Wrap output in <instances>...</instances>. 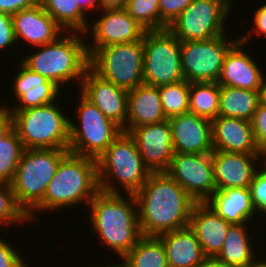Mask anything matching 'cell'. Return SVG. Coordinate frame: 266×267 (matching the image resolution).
<instances>
[{
    "instance_id": "33",
    "label": "cell",
    "mask_w": 266,
    "mask_h": 267,
    "mask_svg": "<svg viewBox=\"0 0 266 267\" xmlns=\"http://www.w3.org/2000/svg\"><path fill=\"white\" fill-rule=\"evenodd\" d=\"M23 151L24 147L15 129L0 141V181H13Z\"/></svg>"
},
{
    "instance_id": "38",
    "label": "cell",
    "mask_w": 266,
    "mask_h": 267,
    "mask_svg": "<svg viewBox=\"0 0 266 267\" xmlns=\"http://www.w3.org/2000/svg\"><path fill=\"white\" fill-rule=\"evenodd\" d=\"M251 123L257 147L261 157L264 159L266 157V108L260 103Z\"/></svg>"
},
{
    "instance_id": "37",
    "label": "cell",
    "mask_w": 266,
    "mask_h": 267,
    "mask_svg": "<svg viewBox=\"0 0 266 267\" xmlns=\"http://www.w3.org/2000/svg\"><path fill=\"white\" fill-rule=\"evenodd\" d=\"M194 0H159L160 30L168 26L189 6Z\"/></svg>"
},
{
    "instance_id": "13",
    "label": "cell",
    "mask_w": 266,
    "mask_h": 267,
    "mask_svg": "<svg viewBox=\"0 0 266 267\" xmlns=\"http://www.w3.org/2000/svg\"><path fill=\"white\" fill-rule=\"evenodd\" d=\"M166 173L197 203L206 202L216 190L211 153H174Z\"/></svg>"
},
{
    "instance_id": "2",
    "label": "cell",
    "mask_w": 266,
    "mask_h": 267,
    "mask_svg": "<svg viewBox=\"0 0 266 267\" xmlns=\"http://www.w3.org/2000/svg\"><path fill=\"white\" fill-rule=\"evenodd\" d=\"M123 194L99 191L88 205L95 234L121 259L142 236L135 196Z\"/></svg>"
},
{
    "instance_id": "48",
    "label": "cell",
    "mask_w": 266,
    "mask_h": 267,
    "mask_svg": "<svg viewBox=\"0 0 266 267\" xmlns=\"http://www.w3.org/2000/svg\"><path fill=\"white\" fill-rule=\"evenodd\" d=\"M118 264H116V262H115V264L114 265H110V263H109V265L108 266H97V267H130L126 262H125V260L123 259V263L121 264V262L119 263V262H117ZM89 267H92V266H89ZM96 267V266H95Z\"/></svg>"
},
{
    "instance_id": "44",
    "label": "cell",
    "mask_w": 266,
    "mask_h": 267,
    "mask_svg": "<svg viewBox=\"0 0 266 267\" xmlns=\"http://www.w3.org/2000/svg\"><path fill=\"white\" fill-rule=\"evenodd\" d=\"M127 0H99V9L125 8Z\"/></svg>"
},
{
    "instance_id": "46",
    "label": "cell",
    "mask_w": 266,
    "mask_h": 267,
    "mask_svg": "<svg viewBox=\"0 0 266 267\" xmlns=\"http://www.w3.org/2000/svg\"><path fill=\"white\" fill-rule=\"evenodd\" d=\"M260 104L266 108V77L264 78L261 89L259 90Z\"/></svg>"
},
{
    "instance_id": "20",
    "label": "cell",
    "mask_w": 266,
    "mask_h": 267,
    "mask_svg": "<svg viewBox=\"0 0 266 267\" xmlns=\"http://www.w3.org/2000/svg\"><path fill=\"white\" fill-rule=\"evenodd\" d=\"M12 23L16 42L23 40L35 48L54 42L65 32L40 2L15 13Z\"/></svg>"
},
{
    "instance_id": "11",
    "label": "cell",
    "mask_w": 266,
    "mask_h": 267,
    "mask_svg": "<svg viewBox=\"0 0 266 267\" xmlns=\"http://www.w3.org/2000/svg\"><path fill=\"white\" fill-rule=\"evenodd\" d=\"M231 5L232 0H194L167 29L180 42L208 40L223 35Z\"/></svg>"
},
{
    "instance_id": "49",
    "label": "cell",
    "mask_w": 266,
    "mask_h": 267,
    "mask_svg": "<svg viewBox=\"0 0 266 267\" xmlns=\"http://www.w3.org/2000/svg\"><path fill=\"white\" fill-rule=\"evenodd\" d=\"M92 1L97 5V7L99 9V0H92Z\"/></svg>"
},
{
    "instance_id": "7",
    "label": "cell",
    "mask_w": 266,
    "mask_h": 267,
    "mask_svg": "<svg viewBox=\"0 0 266 267\" xmlns=\"http://www.w3.org/2000/svg\"><path fill=\"white\" fill-rule=\"evenodd\" d=\"M69 152L64 149H24L11 186L17 205L26 215L43 200L49 182Z\"/></svg>"
},
{
    "instance_id": "41",
    "label": "cell",
    "mask_w": 266,
    "mask_h": 267,
    "mask_svg": "<svg viewBox=\"0 0 266 267\" xmlns=\"http://www.w3.org/2000/svg\"><path fill=\"white\" fill-rule=\"evenodd\" d=\"M39 0H0V13L13 16L22 9L36 5Z\"/></svg>"
},
{
    "instance_id": "40",
    "label": "cell",
    "mask_w": 266,
    "mask_h": 267,
    "mask_svg": "<svg viewBox=\"0 0 266 267\" xmlns=\"http://www.w3.org/2000/svg\"><path fill=\"white\" fill-rule=\"evenodd\" d=\"M9 243L0 238V267H24L23 258L20 257L18 251L14 247L9 246Z\"/></svg>"
},
{
    "instance_id": "17",
    "label": "cell",
    "mask_w": 266,
    "mask_h": 267,
    "mask_svg": "<svg viewBox=\"0 0 266 267\" xmlns=\"http://www.w3.org/2000/svg\"><path fill=\"white\" fill-rule=\"evenodd\" d=\"M248 35L239 36V40L226 53L217 81L219 86H230L252 91L261 89L265 78L262 69L251 58L252 56L246 54L244 49L242 50V46L250 40Z\"/></svg>"
},
{
    "instance_id": "6",
    "label": "cell",
    "mask_w": 266,
    "mask_h": 267,
    "mask_svg": "<svg viewBox=\"0 0 266 267\" xmlns=\"http://www.w3.org/2000/svg\"><path fill=\"white\" fill-rule=\"evenodd\" d=\"M7 112L24 149H69L70 117L54 102Z\"/></svg>"
},
{
    "instance_id": "47",
    "label": "cell",
    "mask_w": 266,
    "mask_h": 267,
    "mask_svg": "<svg viewBox=\"0 0 266 267\" xmlns=\"http://www.w3.org/2000/svg\"><path fill=\"white\" fill-rule=\"evenodd\" d=\"M248 267H266V260L261 259L257 260L256 258L253 260V262Z\"/></svg>"
},
{
    "instance_id": "25",
    "label": "cell",
    "mask_w": 266,
    "mask_h": 267,
    "mask_svg": "<svg viewBox=\"0 0 266 267\" xmlns=\"http://www.w3.org/2000/svg\"><path fill=\"white\" fill-rule=\"evenodd\" d=\"M205 203L231 224L249 223L253 217L255 219L256 210L249 188L216 189Z\"/></svg>"
},
{
    "instance_id": "12",
    "label": "cell",
    "mask_w": 266,
    "mask_h": 267,
    "mask_svg": "<svg viewBox=\"0 0 266 267\" xmlns=\"http://www.w3.org/2000/svg\"><path fill=\"white\" fill-rule=\"evenodd\" d=\"M226 35L180 42L182 71L187 82L218 81L226 53L239 40H229Z\"/></svg>"
},
{
    "instance_id": "9",
    "label": "cell",
    "mask_w": 266,
    "mask_h": 267,
    "mask_svg": "<svg viewBox=\"0 0 266 267\" xmlns=\"http://www.w3.org/2000/svg\"><path fill=\"white\" fill-rule=\"evenodd\" d=\"M78 125L70 118L69 151L98 159L123 129L107 118L98 107L80 93Z\"/></svg>"
},
{
    "instance_id": "31",
    "label": "cell",
    "mask_w": 266,
    "mask_h": 267,
    "mask_svg": "<svg viewBox=\"0 0 266 267\" xmlns=\"http://www.w3.org/2000/svg\"><path fill=\"white\" fill-rule=\"evenodd\" d=\"M219 96L217 82L190 83L189 112L212 121L219 116Z\"/></svg>"
},
{
    "instance_id": "24",
    "label": "cell",
    "mask_w": 266,
    "mask_h": 267,
    "mask_svg": "<svg viewBox=\"0 0 266 267\" xmlns=\"http://www.w3.org/2000/svg\"><path fill=\"white\" fill-rule=\"evenodd\" d=\"M167 120L161 104L158 86L145 83L128 91V113L123 132L129 133L133 128Z\"/></svg>"
},
{
    "instance_id": "19",
    "label": "cell",
    "mask_w": 266,
    "mask_h": 267,
    "mask_svg": "<svg viewBox=\"0 0 266 267\" xmlns=\"http://www.w3.org/2000/svg\"><path fill=\"white\" fill-rule=\"evenodd\" d=\"M214 182L216 189L249 188L260 160V154L213 151ZM260 160V161H259ZM256 161V162H255ZM257 165V166H256Z\"/></svg>"
},
{
    "instance_id": "1",
    "label": "cell",
    "mask_w": 266,
    "mask_h": 267,
    "mask_svg": "<svg viewBox=\"0 0 266 267\" xmlns=\"http://www.w3.org/2000/svg\"><path fill=\"white\" fill-rule=\"evenodd\" d=\"M142 235L158 236L188 227L197 203L166 172L151 173L134 193Z\"/></svg>"
},
{
    "instance_id": "36",
    "label": "cell",
    "mask_w": 266,
    "mask_h": 267,
    "mask_svg": "<svg viewBox=\"0 0 266 267\" xmlns=\"http://www.w3.org/2000/svg\"><path fill=\"white\" fill-rule=\"evenodd\" d=\"M264 163L266 165V159H264ZM250 195L252 204L257 213H266V166L264 169H258L253 177V181L250 186Z\"/></svg>"
},
{
    "instance_id": "5",
    "label": "cell",
    "mask_w": 266,
    "mask_h": 267,
    "mask_svg": "<svg viewBox=\"0 0 266 267\" xmlns=\"http://www.w3.org/2000/svg\"><path fill=\"white\" fill-rule=\"evenodd\" d=\"M100 191L105 193H136L150 176L135 140L129 133L120 134L97 159ZM114 181L121 184L116 186ZM118 188V189H117Z\"/></svg>"
},
{
    "instance_id": "3",
    "label": "cell",
    "mask_w": 266,
    "mask_h": 267,
    "mask_svg": "<svg viewBox=\"0 0 266 267\" xmlns=\"http://www.w3.org/2000/svg\"><path fill=\"white\" fill-rule=\"evenodd\" d=\"M99 191L97 160L69 152L49 182L43 200L27 215L29 222L36 219L37 211H56L82 201L89 205Z\"/></svg>"
},
{
    "instance_id": "16",
    "label": "cell",
    "mask_w": 266,
    "mask_h": 267,
    "mask_svg": "<svg viewBox=\"0 0 266 267\" xmlns=\"http://www.w3.org/2000/svg\"><path fill=\"white\" fill-rule=\"evenodd\" d=\"M81 93L122 129L126 127L128 91L96 74L90 67L80 84Z\"/></svg>"
},
{
    "instance_id": "45",
    "label": "cell",
    "mask_w": 266,
    "mask_h": 267,
    "mask_svg": "<svg viewBox=\"0 0 266 267\" xmlns=\"http://www.w3.org/2000/svg\"><path fill=\"white\" fill-rule=\"evenodd\" d=\"M198 267H232L220 262L217 258L206 257L201 265Z\"/></svg>"
},
{
    "instance_id": "21",
    "label": "cell",
    "mask_w": 266,
    "mask_h": 267,
    "mask_svg": "<svg viewBox=\"0 0 266 267\" xmlns=\"http://www.w3.org/2000/svg\"><path fill=\"white\" fill-rule=\"evenodd\" d=\"M13 83V93L19 104L1 106L4 111H21L55 102L60 88L39 73L29 69L22 61ZM21 103V104H20Z\"/></svg>"
},
{
    "instance_id": "27",
    "label": "cell",
    "mask_w": 266,
    "mask_h": 267,
    "mask_svg": "<svg viewBox=\"0 0 266 267\" xmlns=\"http://www.w3.org/2000/svg\"><path fill=\"white\" fill-rule=\"evenodd\" d=\"M39 2L65 32L86 33L90 28L86 20V10H98L92 0H39Z\"/></svg>"
},
{
    "instance_id": "30",
    "label": "cell",
    "mask_w": 266,
    "mask_h": 267,
    "mask_svg": "<svg viewBox=\"0 0 266 267\" xmlns=\"http://www.w3.org/2000/svg\"><path fill=\"white\" fill-rule=\"evenodd\" d=\"M122 259L130 267H169L164 244L158 236L142 235Z\"/></svg>"
},
{
    "instance_id": "34",
    "label": "cell",
    "mask_w": 266,
    "mask_h": 267,
    "mask_svg": "<svg viewBox=\"0 0 266 267\" xmlns=\"http://www.w3.org/2000/svg\"><path fill=\"white\" fill-rule=\"evenodd\" d=\"M125 9L147 31L160 30L159 0H127Z\"/></svg>"
},
{
    "instance_id": "23",
    "label": "cell",
    "mask_w": 266,
    "mask_h": 267,
    "mask_svg": "<svg viewBox=\"0 0 266 267\" xmlns=\"http://www.w3.org/2000/svg\"><path fill=\"white\" fill-rule=\"evenodd\" d=\"M230 225L204 202L194 205L188 226L196 235L205 257L216 258L223 248Z\"/></svg>"
},
{
    "instance_id": "43",
    "label": "cell",
    "mask_w": 266,
    "mask_h": 267,
    "mask_svg": "<svg viewBox=\"0 0 266 267\" xmlns=\"http://www.w3.org/2000/svg\"><path fill=\"white\" fill-rule=\"evenodd\" d=\"M14 129L11 115L7 111H0V141Z\"/></svg>"
},
{
    "instance_id": "4",
    "label": "cell",
    "mask_w": 266,
    "mask_h": 267,
    "mask_svg": "<svg viewBox=\"0 0 266 267\" xmlns=\"http://www.w3.org/2000/svg\"><path fill=\"white\" fill-rule=\"evenodd\" d=\"M80 34L85 37V33L65 32L54 42L37 47V52L24 57L22 62L60 89L62 84L74 79L82 83L89 67V55L85 38Z\"/></svg>"
},
{
    "instance_id": "15",
    "label": "cell",
    "mask_w": 266,
    "mask_h": 267,
    "mask_svg": "<svg viewBox=\"0 0 266 267\" xmlns=\"http://www.w3.org/2000/svg\"><path fill=\"white\" fill-rule=\"evenodd\" d=\"M129 135L135 140L144 165L151 173L166 172L174 155L169 120L133 128Z\"/></svg>"
},
{
    "instance_id": "39",
    "label": "cell",
    "mask_w": 266,
    "mask_h": 267,
    "mask_svg": "<svg viewBox=\"0 0 266 267\" xmlns=\"http://www.w3.org/2000/svg\"><path fill=\"white\" fill-rule=\"evenodd\" d=\"M15 44L17 42L14 35L12 16L0 13V51L8 49V47Z\"/></svg>"
},
{
    "instance_id": "14",
    "label": "cell",
    "mask_w": 266,
    "mask_h": 267,
    "mask_svg": "<svg viewBox=\"0 0 266 267\" xmlns=\"http://www.w3.org/2000/svg\"><path fill=\"white\" fill-rule=\"evenodd\" d=\"M102 16L92 21L91 28L85 35L93 33V43L87 44V49H99L114 44L130 43L143 40L147 31L125 8L103 9ZM91 44V45H89Z\"/></svg>"
},
{
    "instance_id": "10",
    "label": "cell",
    "mask_w": 266,
    "mask_h": 267,
    "mask_svg": "<svg viewBox=\"0 0 266 267\" xmlns=\"http://www.w3.org/2000/svg\"><path fill=\"white\" fill-rule=\"evenodd\" d=\"M143 48L145 84L161 86L185 80L182 71L180 41L168 29L146 31Z\"/></svg>"
},
{
    "instance_id": "35",
    "label": "cell",
    "mask_w": 266,
    "mask_h": 267,
    "mask_svg": "<svg viewBox=\"0 0 266 267\" xmlns=\"http://www.w3.org/2000/svg\"><path fill=\"white\" fill-rule=\"evenodd\" d=\"M16 222L28 224L29 219L17 205L11 183L0 181V224L11 227Z\"/></svg>"
},
{
    "instance_id": "18",
    "label": "cell",
    "mask_w": 266,
    "mask_h": 267,
    "mask_svg": "<svg viewBox=\"0 0 266 267\" xmlns=\"http://www.w3.org/2000/svg\"><path fill=\"white\" fill-rule=\"evenodd\" d=\"M174 153L204 154L214 151L212 122L191 112L170 117Z\"/></svg>"
},
{
    "instance_id": "28",
    "label": "cell",
    "mask_w": 266,
    "mask_h": 267,
    "mask_svg": "<svg viewBox=\"0 0 266 267\" xmlns=\"http://www.w3.org/2000/svg\"><path fill=\"white\" fill-rule=\"evenodd\" d=\"M247 224L229 226L223 248L216 257L220 262L232 267H248L253 262L255 253L246 230Z\"/></svg>"
},
{
    "instance_id": "42",
    "label": "cell",
    "mask_w": 266,
    "mask_h": 267,
    "mask_svg": "<svg viewBox=\"0 0 266 267\" xmlns=\"http://www.w3.org/2000/svg\"><path fill=\"white\" fill-rule=\"evenodd\" d=\"M254 16V24L253 30L256 34V36L265 35L266 36V3L259 7Z\"/></svg>"
},
{
    "instance_id": "32",
    "label": "cell",
    "mask_w": 266,
    "mask_h": 267,
    "mask_svg": "<svg viewBox=\"0 0 266 267\" xmlns=\"http://www.w3.org/2000/svg\"><path fill=\"white\" fill-rule=\"evenodd\" d=\"M189 86L190 82L186 80L158 86L167 119L189 112Z\"/></svg>"
},
{
    "instance_id": "22",
    "label": "cell",
    "mask_w": 266,
    "mask_h": 267,
    "mask_svg": "<svg viewBox=\"0 0 266 267\" xmlns=\"http://www.w3.org/2000/svg\"><path fill=\"white\" fill-rule=\"evenodd\" d=\"M211 122L212 145L215 151L260 154L250 121L218 116Z\"/></svg>"
},
{
    "instance_id": "26",
    "label": "cell",
    "mask_w": 266,
    "mask_h": 267,
    "mask_svg": "<svg viewBox=\"0 0 266 267\" xmlns=\"http://www.w3.org/2000/svg\"><path fill=\"white\" fill-rule=\"evenodd\" d=\"M158 237L164 244L169 267H198L206 258L189 226L162 233Z\"/></svg>"
},
{
    "instance_id": "8",
    "label": "cell",
    "mask_w": 266,
    "mask_h": 267,
    "mask_svg": "<svg viewBox=\"0 0 266 267\" xmlns=\"http://www.w3.org/2000/svg\"><path fill=\"white\" fill-rule=\"evenodd\" d=\"M89 67L102 78L127 91L144 83L143 40L87 49Z\"/></svg>"
},
{
    "instance_id": "29",
    "label": "cell",
    "mask_w": 266,
    "mask_h": 267,
    "mask_svg": "<svg viewBox=\"0 0 266 267\" xmlns=\"http://www.w3.org/2000/svg\"><path fill=\"white\" fill-rule=\"evenodd\" d=\"M259 103V91L220 86L219 116L251 122Z\"/></svg>"
}]
</instances>
